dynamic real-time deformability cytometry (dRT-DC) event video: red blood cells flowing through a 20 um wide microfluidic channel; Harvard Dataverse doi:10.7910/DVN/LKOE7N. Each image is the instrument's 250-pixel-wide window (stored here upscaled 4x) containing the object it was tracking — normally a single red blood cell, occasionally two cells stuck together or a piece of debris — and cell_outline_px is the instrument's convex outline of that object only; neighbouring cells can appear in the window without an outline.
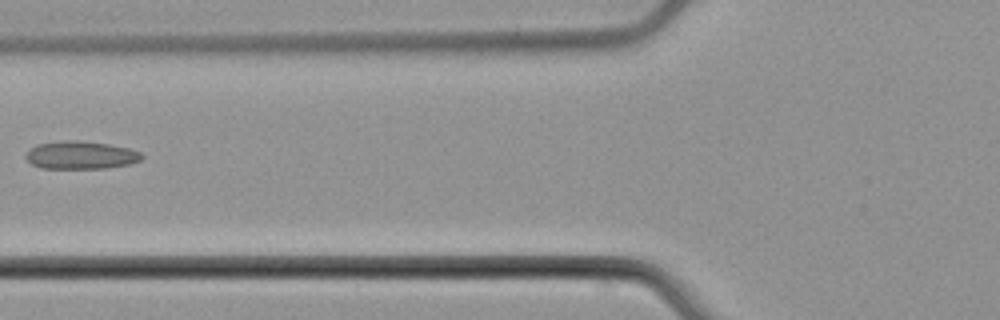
{"species": "common noctule bat (a hibernating species)", "species_latin": "Nyctalus noctula", "temperature_condition": "cold", "stored_images_in_passage": 5, "camera_frame_rate_fps": 3000, "um_per_image_px": 0.085, "animal": {"sex": "male", "body_mass_g": 21.5, "forearm_length_mm": 52.0}, "frame": {"image": 1, "passage_image": 5, "time_ms": 5.667, "image_size_px": [1000, 320], "cell_outline_px": [[144, 156], [140, 160], [128, 164], [104, 168], [40, 168], [32, 164], [24, 156], [36, 144], [68, 140], [76, 140], [108, 144], [128, 148], [140, 152]], "centroid_in_image_um": [6.85, 13.18], "position_along_channel_um": 118.9, "area_um2": 18.61}}